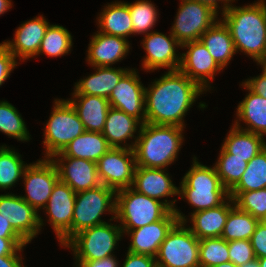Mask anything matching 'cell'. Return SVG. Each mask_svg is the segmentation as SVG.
<instances>
[{"instance_id": "obj_44", "label": "cell", "mask_w": 266, "mask_h": 267, "mask_svg": "<svg viewBox=\"0 0 266 267\" xmlns=\"http://www.w3.org/2000/svg\"><path fill=\"white\" fill-rule=\"evenodd\" d=\"M122 267H157L156 257L127 251Z\"/></svg>"}, {"instance_id": "obj_3", "label": "cell", "mask_w": 266, "mask_h": 267, "mask_svg": "<svg viewBox=\"0 0 266 267\" xmlns=\"http://www.w3.org/2000/svg\"><path fill=\"white\" fill-rule=\"evenodd\" d=\"M183 127L144 123L134 141L136 166L166 169L177 158L183 143Z\"/></svg>"}, {"instance_id": "obj_53", "label": "cell", "mask_w": 266, "mask_h": 267, "mask_svg": "<svg viewBox=\"0 0 266 267\" xmlns=\"http://www.w3.org/2000/svg\"><path fill=\"white\" fill-rule=\"evenodd\" d=\"M214 267H238V266H236L235 264H233L230 261H227L225 263H221V264L214 266Z\"/></svg>"}, {"instance_id": "obj_49", "label": "cell", "mask_w": 266, "mask_h": 267, "mask_svg": "<svg viewBox=\"0 0 266 267\" xmlns=\"http://www.w3.org/2000/svg\"><path fill=\"white\" fill-rule=\"evenodd\" d=\"M0 237L1 238H23L7 221V219L0 214Z\"/></svg>"}, {"instance_id": "obj_16", "label": "cell", "mask_w": 266, "mask_h": 267, "mask_svg": "<svg viewBox=\"0 0 266 267\" xmlns=\"http://www.w3.org/2000/svg\"><path fill=\"white\" fill-rule=\"evenodd\" d=\"M38 213L19 195H0V214L28 243L38 235L44 225Z\"/></svg>"}, {"instance_id": "obj_54", "label": "cell", "mask_w": 266, "mask_h": 267, "mask_svg": "<svg viewBox=\"0 0 266 267\" xmlns=\"http://www.w3.org/2000/svg\"><path fill=\"white\" fill-rule=\"evenodd\" d=\"M260 267H266V257L258 258Z\"/></svg>"}, {"instance_id": "obj_45", "label": "cell", "mask_w": 266, "mask_h": 267, "mask_svg": "<svg viewBox=\"0 0 266 267\" xmlns=\"http://www.w3.org/2000/svg\"><path fill=\"white\" fill-rule=\"evenodd\" d=\"M262 74L243 82L252 92L266 98V65L261 64Z\"/></svg>"}, {"instance_id": "obj_43", "label": "cell", "mask_w": 266, "mask_h": 267, "mask_svg": "<svg viewBox=\"0 0 266 267\" xmlns=\"http://www.w3.org/2000/svg\"><path fill=\"white\" fill-rule=\"evenodd\" d=\"M256 258L266 257V223L259 221L250 238Z\"/></svg>"}, {"instance_id": "obj_52", "label": "cell", "mask_w": 266, "mask_h": 267, "mask_svg": "<svg viewBox=\"0 0 266 267\" xmlns=\"http://www.w3.org/2000/svg\"><path fill=\"white\" fill-rule=\"evenodd\" d=\"M239 267H260L258 258L253 259L252 261H249Z\"/></svg>"}, {"instance_id": "obj_33", "label": "cell", "mask_w": 266, "mask_h": 267, "mask_svg": "<svg viewBox=\"0 0 266 267\" xmlns=\"http://www.w3.org/2000/svg\"><path fill=\"white\" fill-rule=\"evenodd\" d=\"M266 188V147L247 164L239 183L230 192L256 191Z\"/></svg>"}, {"instance_id": "obj_19", "label": "cell", "mask_w": 266, "mask_h": 267, "mask_svg": "<svg viewBox=\"0 0 266 267\" xmlns=\"http://www.w3.org/2000/svg\"><path fill=\"white\" fill-rule=\"evenodd\" d=\"M50 159L57 167L59 180L67 184L75 193L101 185L96 162L72 157H52Z\"/></svg>"}, {"instance_id": "obj_5", "label": "cell", "mask_w": 266, "mask_h": 267, "mask_svg": "<svg viewBox=\"0 0 266 267\" xmlns=\"http://www.w3.org/2000/svg\"><path fill=\"white\" fill-rule=\"evenodd\" d=\"M190 170L184 175L178 196L195 207L193 213L217 207L229 196V191L222 185L215 167H208L197 161L194 156Z\"/></svg>"}, {"instance_id": "obj_7", "label": "cell", "mask_w": 266, "mask_h": 267, "mask_svg": "<svg viewBox=\"0 0 266 267\" xmlns=\"http://www.w3.org/2000/svg\"><path fill=\"white\" fill-rule=\"evenodd\" d=\"M123 236L121 227L103 223L83 229L74 235L65 245L71 248L76 261L100 260L114 255L117 242Z\"/></svg>"}, {"instance_id": "obj_1", "label": "cell", "mask_w": 266, "mask_h": 267, "mask_svg": "<svg viewBox=\"0 0 266 267\" xmlns=\"http://www.w3.org/2000/svg\"><path fill=\"white\" fill-rule=\"evenodd\" d=\"M149 87L145 88V123L183 128V117L204 92L179 70L165 72Z\"/></svg>"}, {"instance_id": "obj_15", "label": "cell", "mask_w": 266, "mask_h": 267, "mask_svg": "<svg viewBox=\"0 0 266 267\" xmlns=\"http://www.w3.org/2000/svg\"><path fill=\"white\" fill-rule=\"evenodd\" d=\"M181 48H187L188 51L182 53L178 70L188 76L203 91L209 90L210 80L212 81L215 74L223 69L200 40L185 43Z\"/></svg>"}, {"instance_id": "obj_2", "label": "cell", "mask_w": 266, "mask_h": 267, "mask_svg": "<svg viewBox=\"0 0 266 267\" xmlns=\"http://www.w3.org/2000/svg\"><path fill=\"white\" fill-rule=\"evenodd\" d=\"M257 1L243 7L230 5L221 14L232 36L236 53L244 52L257 64L265 65L266 3L265 0Z\"/></svg>"}, {"instance_id": "obj_22", "label": "cell", "mask_w": 266, "mask_h": 267, "mask_svg": "<svg viewBox=\"0 0 266 267\" xmlns=\"http://www.w3.org/2000/svg\"><path fill=\"white\" fill-rule=\"evenodd\" d=\"M166 169L144 168L136 166L132 188L150 198L159 199L178 195L177 188L171 181Z\"/></svg>"}, {"instance_id": "obj_38", "label": "cell", "mask_w": 266, "mask_h": 267, "mask_svg": "<svg viewBox=\"0 0 266 267\" xmlns=\"http://www.w3.org/2000/svg\"><path fill=\"white\" fill-rule=\"evenodd\" d=\"M229 261L228 242L221 237L199 240L200 267H214Z\"/></svg>"}, {"instance_id": "obj_8", "label": "cell", "mask_w": 266, "mask_h": 267, "mask_svg": "<svg viewBox=\"0 0 266 267\" xmlns=\"http://www.w3.org/2000/svg\"><path fill=\"white\" fill-rule=\"evenodd\" d=\"M115 207L116 191L103 184L96 188L76 193L71 238L83 229L106 223L101 220V215L105 211L115 215Z\"/></svg>"}, {"instance_id": "obj_27", "label": "cell", "mask_w": 266, "mask_h": 267, "mask_svg": "<svg viewBox=\"0 0 266 267\" xmlns=\"http://www.w3.org/2000/svg\"><path fill=\"white\" fill-rule=\"evenodd\" d=\"M94 68L97 70L93 74L79 80L74 85L73 94L96 95L108 99L120 79L130 70L128 68H112V66Z\"/></svg>"}, {"instance_id": "obj_25", "label": "cell", "mask_w": 266, "mask_h": 267, "mask_svg": "<svg viewBox=\"0 0 266 267\" xmlns=\"http://www.w3.org/2000/svg\"><path fill=\"white\" fill-rule=\"evenodd\" d=\"M241 86L249 93L239 103L236 113L238 120L233 125L264 137L266 135V98L252 92L243 82ZM240 121L248 125L247 128L240 127Z\"/></svg>"}, {"instance_id": "obj_51", "label": "cell", "mask_w": 266, "mask_h": 267, "mask_svg": "<svg viewBox=\"0 0 266 267\" xmlns=\"http://www.w3.org/2000/svg\"><path fill=\"white\" fill-rule=\"evenodd\" d=\"M11 0H0V15L4 14L11 8Z\"/></svg>"}, {"instance_id": "obj_14", "label": "cell", "mask_w": 266, "mask_h": 267, "mask_svg": "<svg viewBox=\"0 0 266 267\" xmlns=\"http://www.w3.org/2000/svg\"><path fill=\"white\" fill-rule=\"evenodd\" d=\"M76 200V193L62 181L53 188L43 210L49 216V224L56 233L62 247L71 239V225Z\"/></svg>"}, {"instance_id": "obj_30", "label": "cell", "mask_w": 266, "mask_h": 267, "mask_svg": "<svg viewBox=\"0 0 266 267\" xmlns=\"http://www.w3.org/2000/svg\"><path fill=\"white\" fill-rule=\"evenodd\" d=\"M99 32L127 39L133 34L132 18L125 2L115 1L103 9L97 18Z\"/></svg>"}, {"instance_id": "obj_39", "label": "cell", "mask_w": 266, "mask_h": 267, "mask_svg": "<svg viewBox=\"0 0 266 267\" xmlns=\"http://www.w3.org/2000/svg\"><path fill=\"white\" fill-rule=\"evenodd\" d=\"M132 18L133 34H148L157 20V9L151 1L140 0L127 3Z\"/></svg>"}, {"instance_id": "obj_18", "label": "cell", "mask_w": 266, "mask_h": 267, "mask_svg": "<svg viewBox=\"0 0 266 267\" xmlns=\"http://www.w3.org/2000/svg\"><path fill=\"white\" fill-rule=\"evenodd\" d=\"M146 51V56L142 61V68L153 71L161 68H169L168 71H176L180 66L181 55L177 54L176 47L182 45L171 34L151 31L145 35L141 42Z\"/></svg>"}, {"instance_id": "obj_50", "label": "cell", "mask_w": 266, "mask_h": 267, "mask_svg": "<svg viewBox=\"0 0 266 267\" xmlns=\"http://www.w3.org/2000/svg\"><path fill=\"white\" fill-rule=\"evenodd\" d=\"M191 1H197L200 3H205L206 5H208L209 7H211L214 11H216L218 13V9L220 8L218 5V1L221 3L223 2L224 5L222 6V13H224L226 11V9L232 4L231 2H234L235 0H191ZM218 8V9H217Z\"/></svg>"}, {"instance_id": "obj_35", "label": "cell", "mask_w": 266, "mask_h": 267, "mask_svg": "<svg viewBox=\"0 0 266 267\" xmlns=\"http://www.w3.org/2000/svg\"><path fill=\"white\" fill-rule=\"evenodd\" d=\"M248 162L243 158L233 157L222 146L219 158L214 165L222 185L230 192L240 181Z\"/></svg>"}, {"instance_id": "obj_4", "label": "cell", "mask_w": 266, "mask_h": 267, "mask_svg": "<svg viewBox=\"0 0 266 267\" xmlns=\"http://www.w3.org/2000/svg\"><path fill=\"white\" fill-rule=\"evenodd\" d=\"M165 201V202H164ZM176 199L158 201L132 187L116 191L115 216L110 219L120 221L122 230H133L163 219L170 211H175Z\"/></svg>"}, {"instance_id": "obj_46", "label": "cell", "mask_w": 266, "mask_h": 267, "mask_svg": "<svg viewBox=\"0 0 266 267\" xmlns=\"http://www.w3.org/2000/svg\"><path fill=\"white\" fill-rule=\"evenodd\" d=\"M28 242L24 238H1L0 237V256L12 255L20 247H25Z\"/></svg>"}, {"instance_id": "obj_34", "label": "cell", "mask_w": 266, "mask_h": 267, "mask_svg": "<svg viewBox=\"0 0 266 267\" xmlns=\"http://www.w3.org/2000/svg\"><path fill=\"white\" fill-rule=\"evenodd\" d=\"M27 166L15 150L6 145L0 146V189H10L17 184Z\"/></svg>"}, {"instance_id": "obj_29", "label": "cell", "mask_w": 266, "mask_h": 267, "mask_svg": "<svg viewBox=\"0 0 266 267\" xmlns=\"http://www.w3.org/2000/svg\"><path fill=\"white\" fill-rule=\"evenodd\" d=\"M110 148L102 133L85 131L53 157L82 158L97 162Z\"/></svg>"}, {"instance_id": "obj_32", "label": "cell", "mask_w": 266, "mask_h": 267, "mask_svg": "<svg viewBox=\"0 0 266 267\" xmlns=\"http://www.w3.org/2000/svg\"><path fill=\"white\" fill-rule=\"evenodd\" d=\"M259 220L234 205L229 212L221 238L227 242L250 240Z\"/></svg>"}, {"instance_id": "obj_12", "label": "cell", "mask_w": 266, "mask_h": 267, "mask_svg": "<svg viewBox=\"0 0 266 267\" xmlns=\"http://www.w3.org/2000/svg\"><path fill=\"white\" fill-rule=\"evenodd\" d=\"M22 179L27 196L20 197L39 212L38 210L46 206L54 185L59 181V174L52 159L44 158L29 164Z\"/></svg>"}, {"instance_id": "obj_24", "label": "cell", "mask_w": 266, "mask_h": 267, "mask_svg": "<svg viewBox=\"0 0 266 267\" xmlns=\"http://www.w3.org/2000/svg\"><path fill=\"white\" fill-rule=\"evenodd\" d=\"M235 205L229 197L227 202L207 210L191 213L190 231L199 239L221 237L230 209Z\"/></svg>"}, {"instance_id": "obj_36", "label": "cell", "mask_w": 266, "mask_h": 267, "mask_svg": "<svg viewBox=\"0 0 266 267\" xmlns=\"http://www.w3.org/2000/svg\"><path fill=\"white\" fill-rule=\"evenodd\" d=\"M73 45L70 32L60 25H49L36 56L47 54L49 57L67 55Z\"/></svg>"}, {"instance_id": "obj_37", "label": "cell", "mask_w": 266, "mask_h": 267, "mask_svg": "<svg viewBox=\"0 0 266 267\" xmlns=\"http://www.w3.org/2000/svg\"><path fill=\"white\" fill-rule=\"evenodd\" d=\"M0 131L19 141H29L26 124L17 109L8 101H0Z\"/></svg>"}, {"instance_id": "obj_13", "label": "cell", "mask_w": 266, "mask_h": 267, "mask_svg": "<svg viewBox=\"0 0 266 267\" xmlns=\"http://www.w3.org/2000/svg\"><path fill=\"white\" fill-rule=\"evenodd\" d=\"M187 223L184 214L178 209L170 211L163 219L133 230H122L131 238L128 251L156 257L161 243L177 222Z\"/></svg>"}, {"instance_id": "obj_10", "label": "cell", "mask_w": 266, "mask_h": 267, "mask_svg": "<svg viewBox=\"0 0 266 267\" xmlns=\"http://www.w3.org/2000/svg\"><path fill=\"white\" fill-rule=\"evenodd\" d=\"M218 13L205 3L181 0L171 34L181 44L199 41L218 19Z\"/></svg>"}, {"instance_id": "obj_6", "label": "cell", "mask_w": 266, "mask_h": 267, "mask_svg": "<svg viewBox=\"0 0 266 267\" xmlns=\"http://www.w3.org/2000/svg\"><path fill=\"white\" fill-rule=\"evenodd\" d=\"M55 106L44 130L45 156L52 158L86 130L75 108L66 99H55Z\"/></svg>"}, {"instance_id": "obj_48", "label": "cell", "mask_w": 266, "mask_h": 267, "mask_svg": "<svg viewBox=\"0 0 266 267\" xmlns=\"http://www.w3.org/2000/svg\"><path fill=\"white\" fill-rule=\"evenodd\" d=\"M21 251H23V247H20L12 255L0 256V267H26L22 265V257L18 255Z\"/></svg>"}, {"instance_id": "obj_17", "label": "cell", "mask_w": 266, "mask_h": 267, "mask_svg": "<svg viewBox=\"0 0 266 267\" xmlns=\"http://www.w3.org/2000/svg\"><path fill=\"white\" fill-rule=\"evenodd\" d=\"M130 69L115 86L108 100L112 108L123 111L129 116L145 123V86L139 74Z\"/></svg>"}, {"instance_id": "obj_20", "label": "cell", "mask_w": 266, "mask_h": 267, "mask_svg": "<svg viewBox=\"0 0 266 267\" xmlns=\"http://www.w3.org/2000/svg\"><path fill=\"white\" fill-rule=\"evenodd\" d=\"M50 23L42 16L22 23L15 31L13 41H5L9 51L23 61L38 54L41 41Z\"/></svg>"}, {"instance_id": "obj_41", "label": "cell", "mask_w": 266, "mask_h": 267, "mask_svg": "<svg viewBox=\"0 0 266 267\" xmlns=\"http://www.w3.org/2000/svg\"><path fill=\"white\" fill-rule=\"evenodd\" d=\"M229 261L241 266L256 258L250 240H235L228 242Z\"/></svg>"}, {"instance_id": "obj_21", "label": "cell", "mask_w": 266, "mask_h": 267, "mask_svg": "<svg viewBox=\"0 0 266 267\" xmlns=\"http://www.w3.org/2000/svg\"><path fill=\"white\" fill-rule=\"evenodd\" d=\"M130 49L129 41L97 31L89 43L87 62L92 67H105L123 60Z\"/></svg>"}, {"instance_id": "obj_31", "label": "cell", "mask_w": 266, "mask_h": 267, "mask_svg": "<svg viewBox=\"0 0 266 267\" xmlns=\"http://www.w3.org/2000/svg\"><path fill=\"white\" fill-rule=\"evenodd\" d=\"M232 126L222 147L229 154H233V157L243 158L249 162L266 147L263 136Z\"/></svg>"}, {"instance_id": "obj_28", "label": "cell", "mask_w": 266, "mask_h": 267, "mask_svg": "<svg viewBox=\"0 0 266 267\" xmlns=\"http://www.w3.org/2000/svg\"><path fill=\"white\" fill-rule=\"evenodd\" d=\"M219 20L201 35L200 41L216 63L224 69L235 55L236 50L229 29L221 19Z\"/></svg>"}, {"instance_id": "obj_40", "label": "cell", "mask_w": 266, "mask_h": 267, "mask_svg": "<svg viewBox=\"0 0 266 267\" xmlns=\"http://www.w3.org/2000/svg\"><path fill=\"white\" fill-rule=\"evenodd\" d=\"M235 205L259 221L266 218V188L256 191L229 192Z\"/></svg>"}, {"instance_id": "obj_23", "label": "cell", "mask_w": 266, "mask_h": 267, "mask_svg": "<svg viewBox=\"0 0 266 267\" xmlns=\"http://www.w3.org/2000/svg\"><path fill=\"white\" fill-rule=\"evenodd\" d=\"M68 101L75 108L84 128L89 132L102 133L110 109L109 100L102 96L73 94Z\"/></svg>"}, {"instance_id": "obj_9", "label": "cell", "mask_w": 266, "mask_h": 267, "mask_svg": "<svg viewBox=\"0 0 266 267\" xmlns=\"http://www.w3.org/2000/svg\"><path fill=\"white\" fill-rule=\"evenodd\" d=\"M177 222L161 243L156 256L157 267H200L199 239Z\"/></svg>"}, {"instance_id": "obj_11", "label": "cell", "mask_w": 266, "mask_h": 267, "mask_svg": "<svg viewBox=\"0 0 266 267\" xmlns=\"http://www.w3.org/2000/svg\"><path fill=\"white\" fill-rule=\"evenodd\" d=\"M96 163L101 184L115 191L132 186L136 168L133 149L111 147Z\"/></svg>"}, {"instance_id": "obj_47", "label": "cell", "mask_w": 266, "mask_h": 267, "mask_svg": "<svg viewBox=\"0 0 266 267\" xmlns=\"http://www.w3.org/2000/svg\"><path fill=\"white\" fill-rule=\"evenodd\" d=\"M118 263L115 255H111L100 260L76 261L75 265L76 267H118Z\"/></svg>"}, {"instance_id": "obj_26", "label": "cell", "mask_w": 266, "mask_h": 267, "mask_svg": "<svg viewBox=\"0 0 266 267\" xmlns=\"http://www.w3.org/2000/svg\"><path fill=\"white\" fill-rule=\"evenodd\" d=\"M138 126L139 128L142 126L139 120L123 111L110 107L102 134L111 147L134 149V143L132 142L131 145L128 143L127 145L126 140L135 137L134 134L138 130Z\"/></svg>"}, {"instance_id": "obj_42", "label": "cell", "mask_w": 266, "mask_h": 267, "mask_svg": "<svg viewBox=\"0 0 266 267\" xmlns=\"http://www.w3.org/2000/svg\"><path fill=\"white\" fill-rule=\"evenodd\" d=\"M17 60L9 51L7 45L2 42L0 44V87L9 77L11 71L17 66Z\"/></svg>"}]
</instances>
